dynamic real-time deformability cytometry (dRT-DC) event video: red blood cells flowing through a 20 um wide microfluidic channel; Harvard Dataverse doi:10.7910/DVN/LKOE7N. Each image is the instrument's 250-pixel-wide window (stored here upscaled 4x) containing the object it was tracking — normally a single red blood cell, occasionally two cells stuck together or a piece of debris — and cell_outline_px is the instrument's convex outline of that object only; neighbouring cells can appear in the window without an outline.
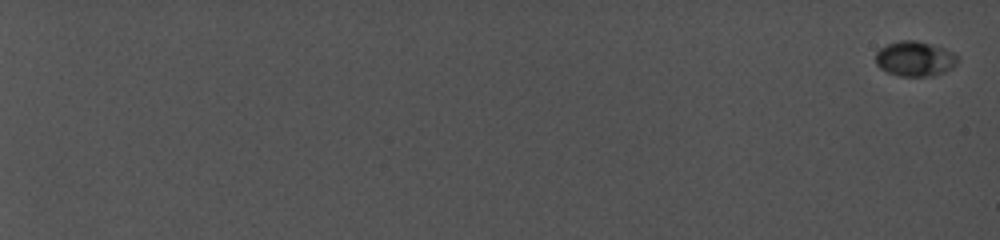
{"species": "common noctule bat (a hibernating species)", "species_latin": "Nyctalus noctula", "temperature_condition": "cold", "stored_images_in_passage": 38, "camera_frame_rate_fps": 5000, "um_per_image_px": 0.085, "animal": {"sex": "female", "body_mass_g": 19.0, "forearm_length_mm": 56.7}, "frame": {"image": 1, "passage_image": 1, "time_ms": 0.0, "image_size_px": [1000, 240], "cell_outline_px": [[960, 60], [952, 68], [936, 76], [900, 76], [888, 72], [880, 68], [876, 64], [876, 52], [880, 48], [888, 44], [900, 40], [916, 40], [944, 48], [956, 52]], "centroid_in_image_um": [77.81, 4.99], "position_along_channel_um": 7.2, "area_um2": 16.94}}
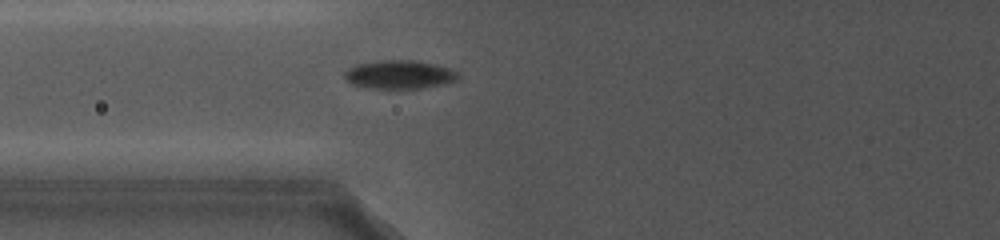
{"frame": {"image": 2, "passage_image": 20, "time_ms": 10.4, "image_size_px": [1000, 240], "cell_outline_px": [[460, 76], [456, 80], [416, 88], [380, 88], [356, 84], [348, 80], [344, 76], [344, 72], [348, 68], [356, 64], [376, 60], [416, 60], [436, 64], [452, 68], [460, 72]], "centroid_in_image_um": [33.99, 6.29], "position_along_channel_um": 91.8, "area_um2": 18.55}}
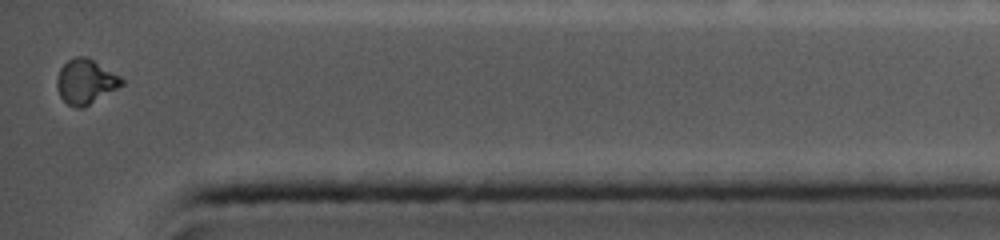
{"frame": {"image": 3, "passage_image": 38, "time_ms": 19.0, "image_size_px": [1000, 240], "cell_outline_px": [[124, 84], [88, 104], [80, 108], [76, 108], [68, 104], [60, 96], [56, 88], [56, 80], [60, 68], [68, 60], [76, 56], [88, 56], [120, 76], [124, 80]], "centroid_in_image_um": [7.25, 6.9], "position_along_channel_um": 427.9, "area_um2": 16.7}, "authors_computed_cell_mechanics": {"area_um2": 17.0799, "velocity_mm_per_s": 3.9288, "shape_relaxation_time_tau1_ms": 3.4302, "shape_relaxation_time_tau2_ms": null, "deformation_change_tau1": 0.1105, "deformation_change_tau2": null}}